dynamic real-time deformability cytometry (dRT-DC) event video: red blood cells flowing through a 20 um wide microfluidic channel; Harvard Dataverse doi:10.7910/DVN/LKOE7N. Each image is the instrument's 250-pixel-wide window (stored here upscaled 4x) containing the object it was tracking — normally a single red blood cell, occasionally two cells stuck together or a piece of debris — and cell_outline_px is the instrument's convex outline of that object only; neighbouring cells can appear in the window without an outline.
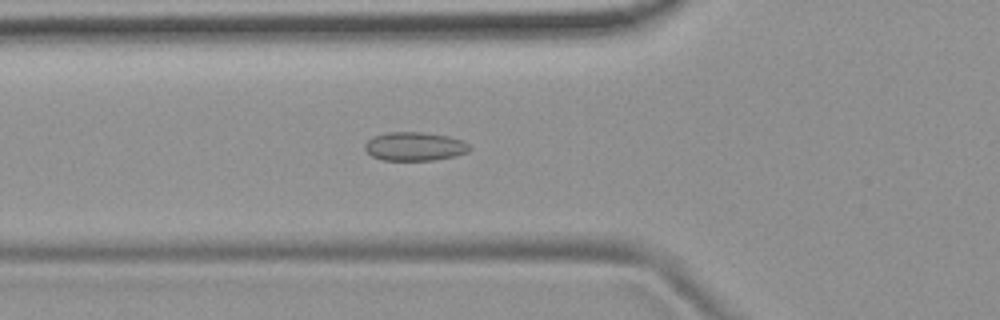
{"species": "common noctule bat (a hibernating species)", "species_latin": "Nyctalus noctula", "temperature_condition": "room temperature", "stored_images_in_passage": 53, "camera_frame_rate_fps": 3000, "um_per_image_px": 0.085, "animal": {"sex": "female", "body_mass_g": 19.9}, "frame": {"image": 1, "passage_image": 19, "time_ms": 6.0, "image_size_px": [1000, 320], "cell_outline_px": [[472, 148], [468, 152], [456, 156], [432, 160], [380, 160], [372, 156], [364, 148], [364, 144], [372, 136], [388, 132], [424, 132], [448, 136], [464, 140]], "centroid_in_image_um": [35.26, 12.44], "position_along_channel_um": 90.5, "area_um2": 17.69}}
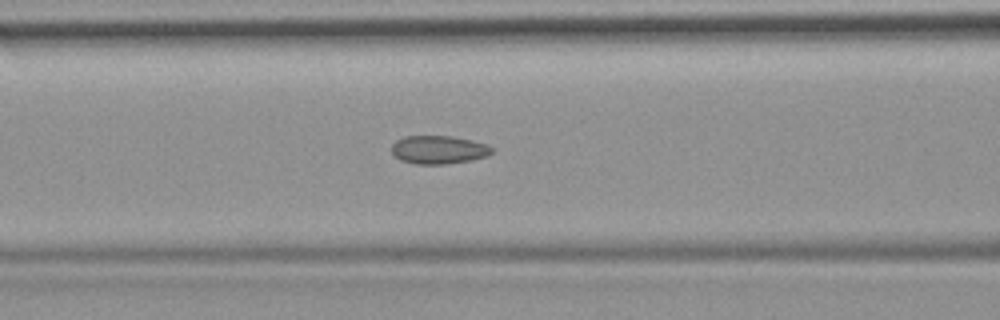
{"frame": {"image": 2, "passage_image": 22, "time_ms": 7.0, "image_size_px": [1000, 320], "cell_outline_px": [[492, 152], [488, 156], [472, 160], [444, 164], [416, 164], [400, 160], [392, 152], [392, 144], [396, 140], [404, 136], [452, 136], [472, 140], [488, 144], [492, 148]], "centroid_in_image_um": [37.3, 12.72], "position_along_channel_um": 129.3, "area_um2": 16.59}}
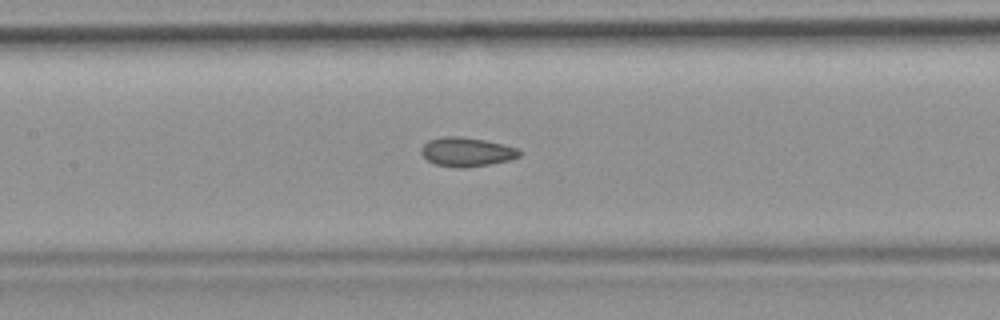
{"frame": {"image": 3, "passage_image": 25, "time_ms": 8.0, "image_size_px": [1000, 320], "cell_outline_px": [[524, 152], [520, 156], [508, 160], [468, 168], [460, 168], [436, 164], [428, 160], [420, 152], [420, 148], [428, 140], [444, 136], [460, 136], [484, 140], [504, 144], [520, 148]], "centroid_in_image_um": [39.7, 12.9], "position_along_channel_um": 167.7, "area_um2": 16.76}, "authors_computed_cell_mechanics": {"area_um2": 16.762, "velocity_mm_per_s": 3.8384, "shape_relaxation_time_tau1_ms": null, "shape_relaxation_time_tau2_ms": 1.9094, "deformation_change_tau1": null, "deformation_change_tau2": 0.0739}}